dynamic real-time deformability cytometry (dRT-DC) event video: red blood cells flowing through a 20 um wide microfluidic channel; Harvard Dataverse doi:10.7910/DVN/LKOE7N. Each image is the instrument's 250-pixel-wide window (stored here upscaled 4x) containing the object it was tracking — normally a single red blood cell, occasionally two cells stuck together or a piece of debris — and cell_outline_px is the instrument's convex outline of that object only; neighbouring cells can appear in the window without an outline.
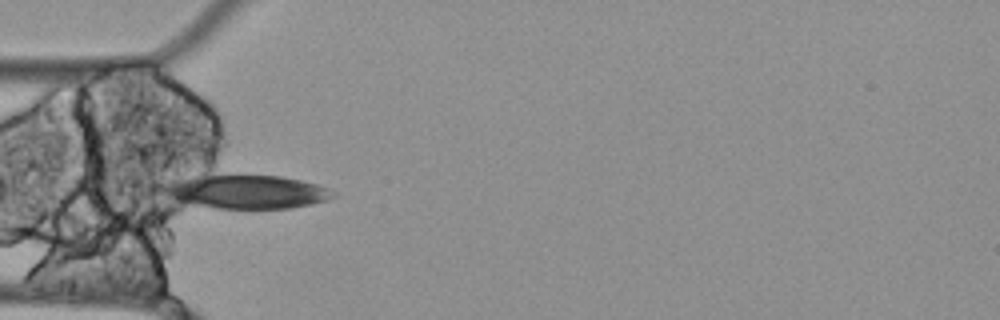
{"species": "Egyptian fruit bat (a non-hibernating species)", "species_latin": "Rousettus aegyptiacus", "temperature_condition": "cold", "stored_images_in_passage": 7, "segment_of_instrument_passage": [1, 2], "camera_frame_rate_fps": 3000, "um_per_image_px": 0.085, "animal": {"sex": "female"}, "frame": {"image": 1, "passage_image": 1, "time_ms": 0.0, "image_size_px": [1000, 320], "cell_outline_px": [[336, 196], [324, 200], [308, 204], [288, 208], [216, 208], [180, 204], [160, 192], [156, 188], [164, 184], [204, 172], [280, 176], [300, 180], [316, 184], [328, 188]], "centroid_in_image_um": [20.72, 16.26], "position_along_channel_um": 64.3, "area_um2": 34.45}}